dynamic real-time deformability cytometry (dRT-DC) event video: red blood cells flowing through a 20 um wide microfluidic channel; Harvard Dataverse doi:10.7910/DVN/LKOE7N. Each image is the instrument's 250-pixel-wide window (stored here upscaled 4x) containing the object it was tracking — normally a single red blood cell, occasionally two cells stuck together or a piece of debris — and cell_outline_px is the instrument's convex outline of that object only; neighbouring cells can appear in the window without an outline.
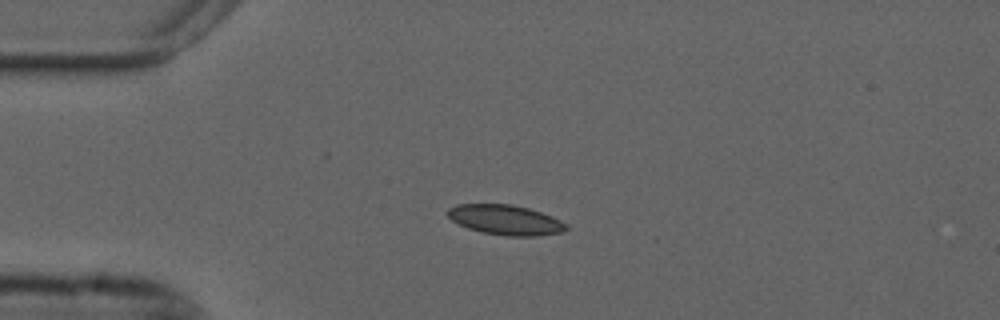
{"species": "common noctule bat (a hibernating species)", "species_latin": "Nyctalus noctula", "temperature_condition": "cold", "stored_images_in_passage": 43, "camera_frame_rate_fps": 3000, "um_per_image_px": 0.085, "animal": {"sex": "male", "forearm_length_mm": 52.5}, "frame": {"image": 1, "passage_image": 1, "time_ms": 0.0, "image_size_px": [1000, 320], "cell_outline_px": [[568, 228], [560, 232], [540, 236], [508, 236], [484, 232], [468, 228], [452, 220], [444, 212], [448, 208], [456, 204], [512, 204], [528, 208], [552, 216], [568, 224]], "centroid_in_image_um": [42.96, 18.68], "position_along_channel_um": 42.0, "area_um2": 20.69}}
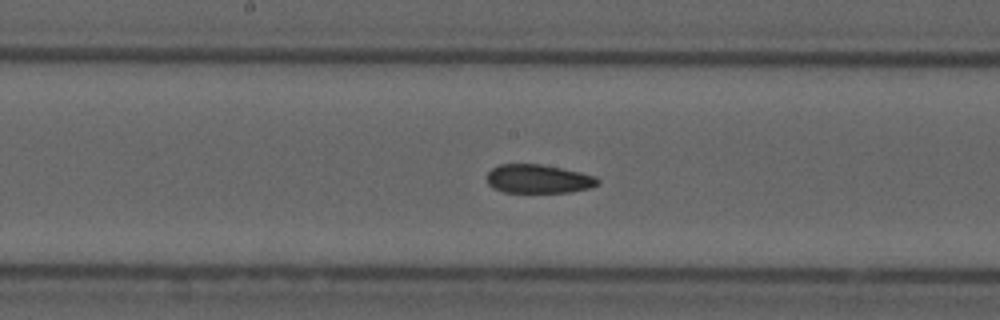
{"frame": {"image": 2, "passage_image": 16, "time_ms": 5.0, "image_size_px": [1000, 320], "cell_outline_px": [[600, 184], [592, 188], [568, 192], [504, 192], [492, 188], [488, 184], [488, 172], [492, 168], [500, 164], [540, 164], [580, 172], [596, 176], [600, 180]], "centroid_in_image_um": [45.79, 15.21], "position_along_channel_um": 202.4, "area_um2": 18.61}}
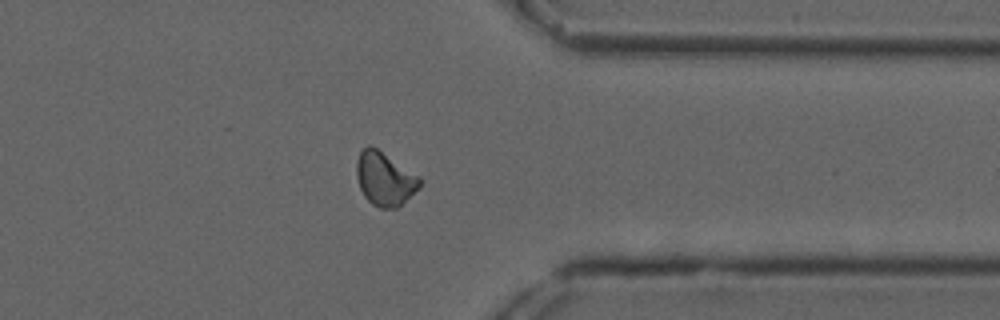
{"frame": {"image": 3, "passage_image": 31, "time_ms": 10.0, "image_size_px": [1000, 320], "cell_outline_px": [[420, 188], [396, 208], [380, 208], [372, 204], [364, 196], [360, 188], [356, 176], [356, 160], [360, 152], [368, 144], [372, 144], [420, 176]], "centroid_in_image_um": [32.69, 15.17], "position_along_channel_um": 378.7, "area_um2": 19.94}, "authors_computed_cell_mechanics": {"area_um2": 19.3052, "velocity_mm_per_s": 3.6804, "shape_relaxation_time_tau1_ms": null, "shape_relaxation_time_tau2_ms": 3.5074, "deformation_change_tau1": null, "deformation_change_tau2": 0.0744}}